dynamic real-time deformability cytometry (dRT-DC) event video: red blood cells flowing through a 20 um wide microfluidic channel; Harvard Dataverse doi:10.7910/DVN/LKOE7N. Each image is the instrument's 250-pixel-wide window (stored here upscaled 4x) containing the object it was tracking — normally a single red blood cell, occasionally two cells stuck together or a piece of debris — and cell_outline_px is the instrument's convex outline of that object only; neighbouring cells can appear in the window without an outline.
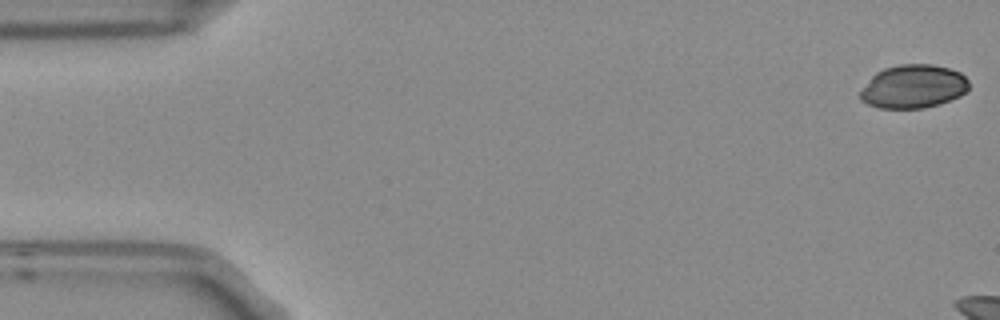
{"species": "Egyptian fruit bat (a non-hibernating species)", "species_latin": "Rousettus aegyptiacus", "temperature_condition": "room temperature", "stored_images_in_passage": 7, "camera_frame_rate_fps": 3000, "um_per_image_px": 0.085, "frame": {"image": 1, "passage_image": 1, "time_ms": 0.0, "image_size_px": [1000, 320], "cell_outline_px": [[968, 92], [960, 96], [940, 104], [924, 108], [880, 108], [868, 104], [860, 100], [860, 92], [872, 76], [876, 72], [884, 68], [900, 64], [932, 64], [948, 68], [960, 72], [968, 80]], "centroid_in_image_um": [77.65, 7.35], "position_along_channel_um": 7.4, "area_um2": 27.57}}
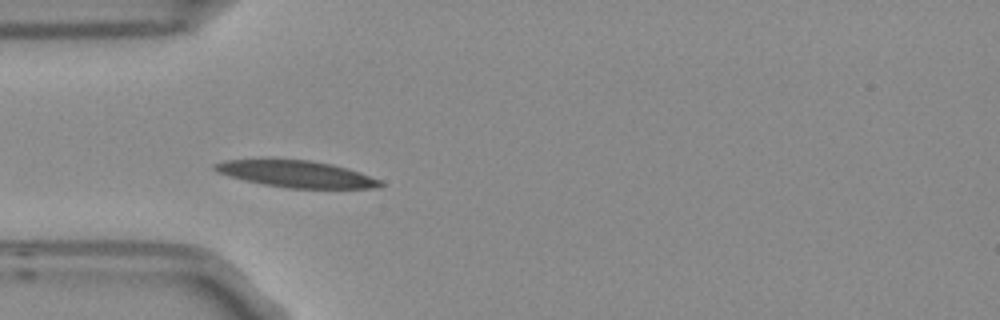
{"frame": {"image": 2, "passage_image": 6, "time_ms": 1.667, "image_size_px": [1000, 320], "cell_outline_px": [[384, 184], [380, 188], [288, 188], [264, 184], [244, 180], [216, 172], [212, 168], [212, 164], [224, 160], [268, 156], [308, 160], [332, 164], [348, 168], [360, 172], [380, 180]], "centroid_in_image_um": [25.08, 14.73], "position_along_channel_um": 59.9, "area_um2": 26.76}}
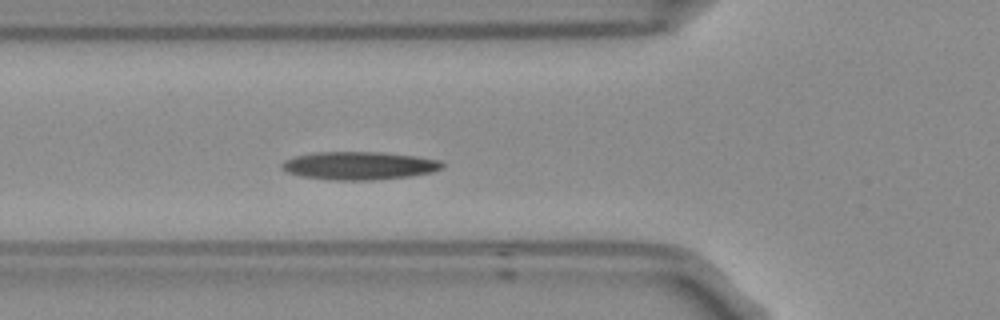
{"frame": {"image": 3, "passage_image": 7, "time_ms": 2.0, "image_size_px": [1000, 320], "cell_outline_px": [[444, 168], [432, 172], [412, 176], [372, 180], [336, 180], [300, 176], [284, 172], [280, 168], [280, 164], [284, 160], [292, 156], [312, 152], [380, 152], [416, 156], [440, 160], [444, 164]], "centroid_in_image_um": [30.48, 14.08], "position_along_channel_um": 95.3, "area_um2": 26.59}}